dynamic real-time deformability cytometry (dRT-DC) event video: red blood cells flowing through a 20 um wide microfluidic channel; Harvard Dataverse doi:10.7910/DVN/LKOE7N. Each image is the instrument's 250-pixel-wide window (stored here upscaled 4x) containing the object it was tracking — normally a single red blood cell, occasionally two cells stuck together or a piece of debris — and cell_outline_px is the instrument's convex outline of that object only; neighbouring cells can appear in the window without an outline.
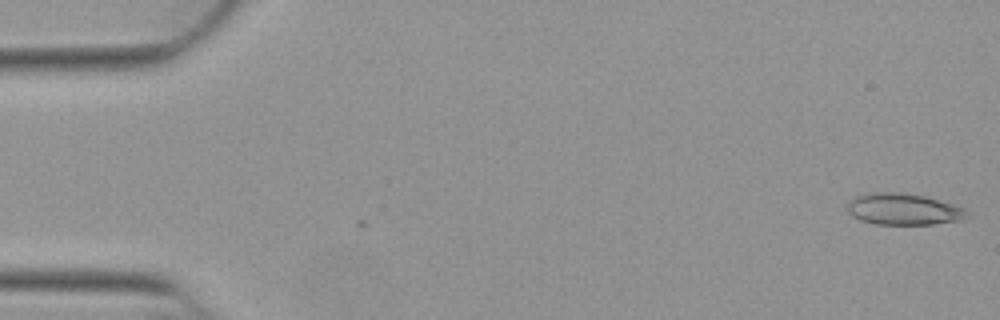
{"species": "Egyptian fruit bat (a non-hibernating species)", "species_latin": "Rousettus aegyptiacus", "temperature_condition": "warm", "stored_images_in_passage": 3, "camera_frame_rate_fps": 3000, "um_per_image_px": 0.085, "animal": {"sex": "female"}, "frame": {"image": 1, "passage_image": 1, "time_ms": 0.0, "image_size_px": [1000, 320], "cell_outline_px": [[968, 216], [960, 220], [932, 224], [876, 224], [860, 220], [852, 216], [848, 212], [848, 204], [856, 196], [864, 192], [900, 192], [924, 196], [952, 204], [964, 208]], "centroid_in_image_um": [76.75, 17.77], "position_along_channel_um": 8.2, "area_um2": 21.79}}